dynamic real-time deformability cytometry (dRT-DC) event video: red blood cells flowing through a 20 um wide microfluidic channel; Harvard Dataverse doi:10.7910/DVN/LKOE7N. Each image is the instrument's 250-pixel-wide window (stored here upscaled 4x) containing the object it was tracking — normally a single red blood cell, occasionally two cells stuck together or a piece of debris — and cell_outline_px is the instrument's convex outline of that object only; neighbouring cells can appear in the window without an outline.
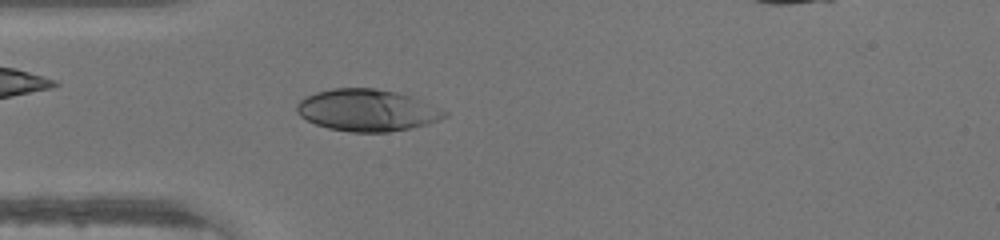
{"species": "human", "species_latin": "Homo sapiens", "temperature_condition": "warm", "stored_images_in_passage": 39, "camera_frame_rate_fps": 3000, "um_per_image_px": 0.085, "donor": {"sex": "male"}, "frame": {"image": 1, "passage_image": 6, "time_ms": 1.667, "image_size_px": [1000, 240], "cell_outline_px": [[448, 116], [428, 124], [388, 132], [352, 132], [328, 128], [316, 124], [300, 116], [296, 112], [296, 104], [304, 96], [316, 92], [332, 88], [376, 88], [396, 92], [420, 100], [448, 112]], "centroid_in_image_um": [31.16, 9.37], "position_along_channel_um": 53.8, "area_um2": 35.89}}
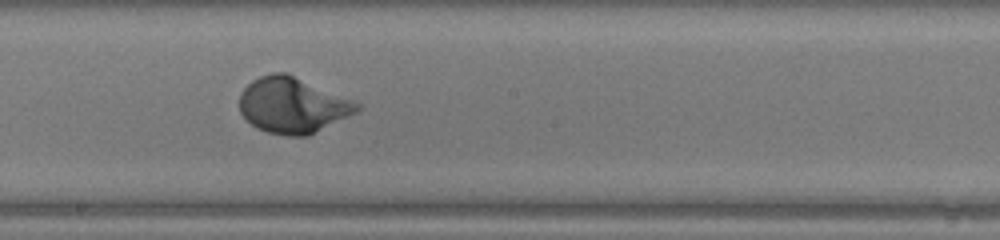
{"frame": {"image": 2, "passage_image": 18, "time_ms": 5.667, "image_size_px": [1000, 240], "cell_outline_px": [[360, 108], [356, 112], [308, 136], [288, 136], [268, 132], [256, 128], [240, 112], [240, 92], [252, 80], [260, 76], [272, 72], [284, 72], [352, 100], [360, 104]], "centroid_in_image_um": [24.83, 8.95], "position_along_channel_um": 223.4, "area_um2": 37.57}}
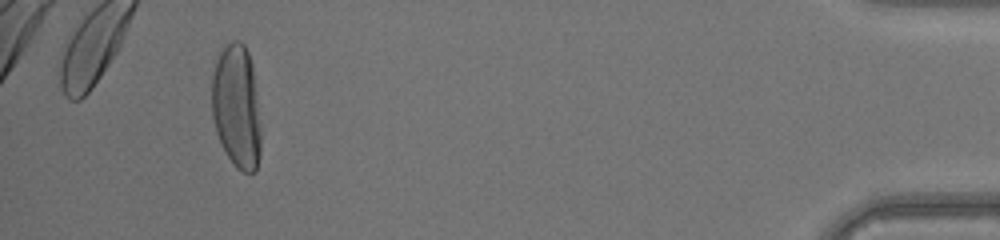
{"frame": {"image": 3, "passage_image": 36, "time_ms": 11.667, "image_size_px": [1000, 240], "cell_outline_px": [[260, 156], [256, 172], [244, 172], [236, 168], [228, 156], [216, 132], [212, 116], [212, 72], [216, 56], [224, 44], [232, 40], [240, 40], [244, 44], [248, 52], [252, 64], [260, 128]], "centroid_in_image_um": [20.09, 9.01], "position_along_channel_um": 415.1, "area_um2": 35.6}}